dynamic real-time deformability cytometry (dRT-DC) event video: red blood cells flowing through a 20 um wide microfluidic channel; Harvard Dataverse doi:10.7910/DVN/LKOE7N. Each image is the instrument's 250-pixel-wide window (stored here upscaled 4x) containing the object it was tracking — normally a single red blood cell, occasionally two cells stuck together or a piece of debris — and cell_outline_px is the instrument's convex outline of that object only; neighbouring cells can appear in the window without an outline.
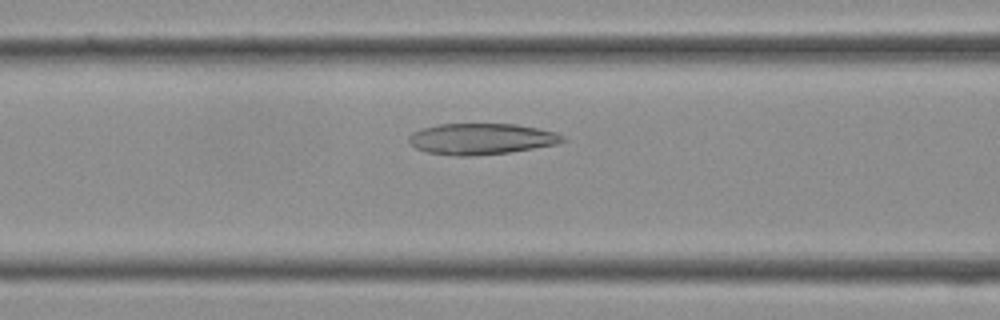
{"species": "Egyptian fruit bat (a non-hibernating species)", "species_latin": "Rousettus aegyptiacus", "temperature_condition": "cold", "stored_images_in_passage": 37, "camera_frame_rate_fps": 3000, "um_per_image_px": 0.085, "frame": {"image": 1, "passage_image": 14, "time_ms": 4.333, "image_size_px": [1000, 320], "cell_outline_px": [[568, 140], [556, 144], [508, 152], [476, 156], [456, 156], [424, 152], [416, 148], [408, 140], [408, 136], [412, 132], [420, 128], [440, 124], [516, 124], [556, 132], [564, 136]], "centroid_in_image_um": [40.88, 11.81], "position_along_channel_um": 125.7, "area_um2": 27.98}}
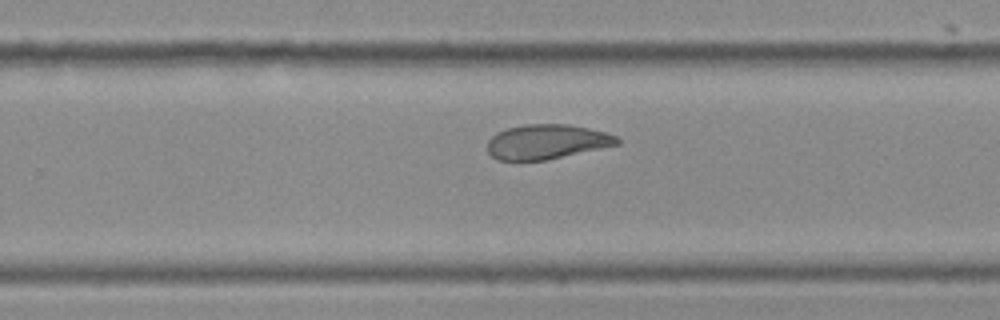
{"frame": {"image": 2, "passage_image": 23, "time_ms": 7.333, "image_size_px": [1000, 320], "cell_outline_px": [[620, 144], [544, 160], [496, 160], [488, 152], [488, 140], [496, 132], [508, 128], [528, 124], [568, 124], [588, 128], [604, 132], [616, 136], [620, 140]], "centroid_in_image_um": [46.45, 12.04], "position_along_channel_um": 283.3, "area_um2": 25.95}}
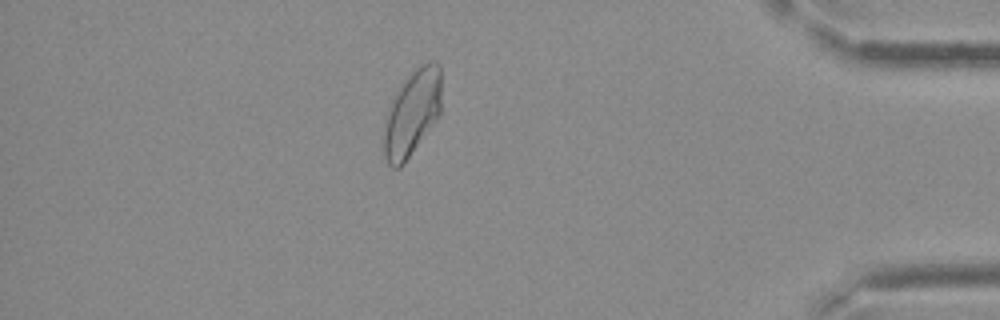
{"frame": {"image": 3, "passage_image": 32, "time_ms": 10.333, "image_size_px": [1000, 320], "cell_outline_px": [[440, 116], [404, 164], [400, 168], [392, 168], [388, 164], [384, 156], [380, 136], [388, 108], [392, 96], [408, 72], [420, 64], [428, 60], [436, 60], [440, 64]], "centroid_in_image_um": [34.98, 9.6], "position_along_channel_um": 400.2, "area_um2": 30.11}}